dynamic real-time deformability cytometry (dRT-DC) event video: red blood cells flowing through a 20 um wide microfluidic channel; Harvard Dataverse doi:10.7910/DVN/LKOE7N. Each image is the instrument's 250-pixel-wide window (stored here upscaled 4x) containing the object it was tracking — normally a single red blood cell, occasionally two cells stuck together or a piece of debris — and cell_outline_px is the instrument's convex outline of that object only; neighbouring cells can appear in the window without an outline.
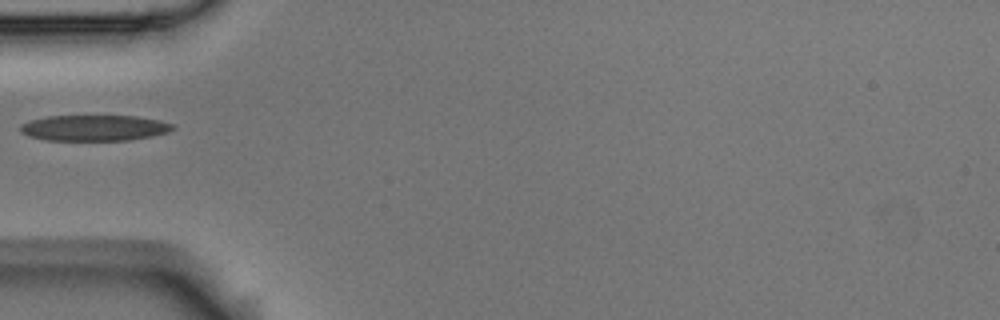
{"species": "Egyptian fruit bat (a non-hibernating species)", "species_latin": "Rousettus aegyptiacus", "temperature_condition": "room temperature", "stored_images_in_passage": 1, "camera_frame_rate_fps": 3000, "um_per_image_px": 0.085, "animal": {"sex": "male"}, "frame": {"image": 1, "passage_image": 1, "time_ms": 0.0, "image_size_px": [1000, 320], "cell_outline_px": [[176, 128], [168, 132], [152, 136], [128, 140], [44, 140], [28, 136], [20, 132], [20, 124], [32, 120], [48, 116], [136, 116], [160, 120], [172, 124]], "centroid_in_image_um": [8.01, 10.87], "position_along_channel_um": 77.0, "area_um2": 22.95}}